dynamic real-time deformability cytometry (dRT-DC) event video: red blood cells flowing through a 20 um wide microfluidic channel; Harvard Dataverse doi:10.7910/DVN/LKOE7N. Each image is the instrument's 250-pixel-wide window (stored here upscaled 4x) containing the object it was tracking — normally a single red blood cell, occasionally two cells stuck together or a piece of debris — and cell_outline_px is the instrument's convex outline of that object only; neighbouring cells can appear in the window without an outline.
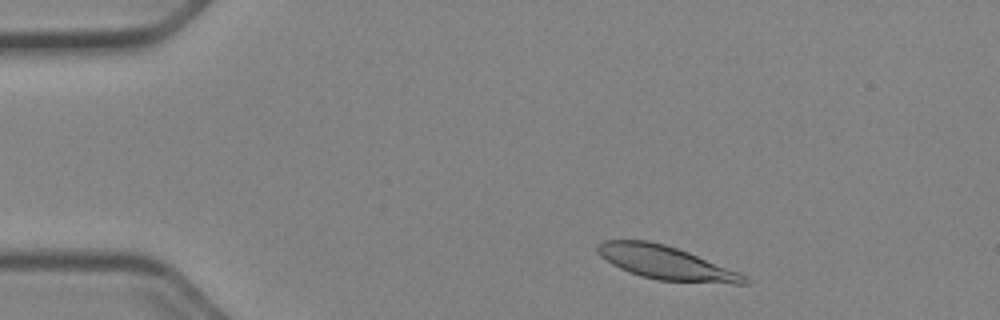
{"species": "Egyptian fruit bat (a non-hibernating species)", "species_latin": "Rousettus aegyptiacus", "temperature_condition": "cold", "stored_images_in_passage": 47, "camera_frame_rate_fps": 3000, "um_per_image_px": 0.085, "animal": {"sex": "female"}, "frame": {"image": 1, "passage_image": 4, "time_ms": 1.0, "image_size_px": [1000, 320], "cell_outline_px": [[752, 280], [748, 284], [732, 284], [656, 280], [640, 276], [628, 272], [612, 264], [600, 256], [596, 252], [596, 244], [604, 240], [648, 240], [664, 244], [688, 252], [740, 272], [748, 276]], "centroid_in_image_um": [56.62, 22.34], "position_along_channel_um": 28.4, "area_um2": 29.02}}
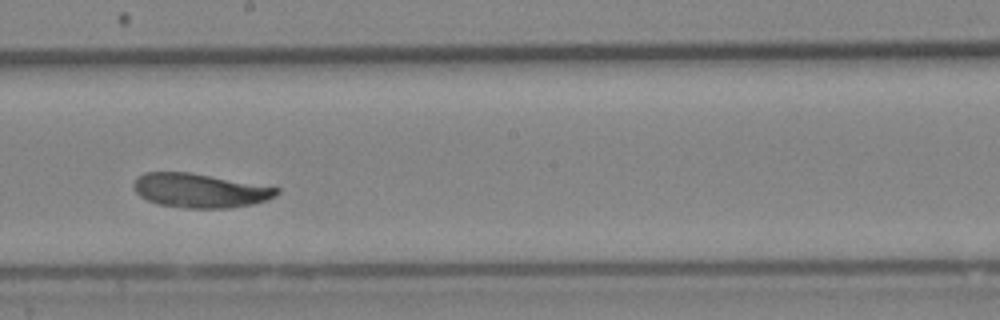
{"frame": {"image": 2, "passage_image": 25, "time_ms": 8.0, "image_size_px": [1000, 320], "cell_outline_px": [[280, 192], [276, 196], [268, 200], [252, 204], [228, 208], [184, 208], [156, 204], [140, 196], [132, 188], [132, 184], [136, 176], [144, 172], [188, 172], [280, 188]], "centroid_in_image_um": [16.95, 16.2], "position_along_channel_um": 231.3, "area_um2": 28.55}}
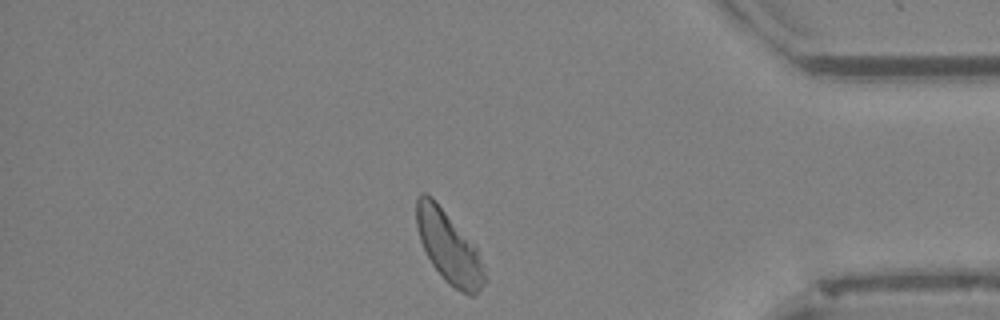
{"frame": {"image": 3, "passage_image": 40, "time_ms": 13.0, "image_size_px": [1000, 320], "cell_outline_px": [[488, 280], [476, 296], [468, 296], [460, 292], [448, 284], [444, 280], [432, 264], [420, 240], [416, 224], [416, 196], [420, 192], [424, 192], [432, 196], [476, 248]], "centroid_in_image_um": [38.15, 21.04], "position_along_channel_um": 397.1, "area_um2": 28.5}, "authors_computed_cell_mechanics": {"area_um2": 28.9, "velocity_mm_per_s": 3.8866, "shape_relaxation_time_tau1_ms": 2.3731, "shape_relaxation_time_tau2_ms": 8.06, "deformation_change_tau1": 0.1117, "deformation_change_tau2": 0.1308}}